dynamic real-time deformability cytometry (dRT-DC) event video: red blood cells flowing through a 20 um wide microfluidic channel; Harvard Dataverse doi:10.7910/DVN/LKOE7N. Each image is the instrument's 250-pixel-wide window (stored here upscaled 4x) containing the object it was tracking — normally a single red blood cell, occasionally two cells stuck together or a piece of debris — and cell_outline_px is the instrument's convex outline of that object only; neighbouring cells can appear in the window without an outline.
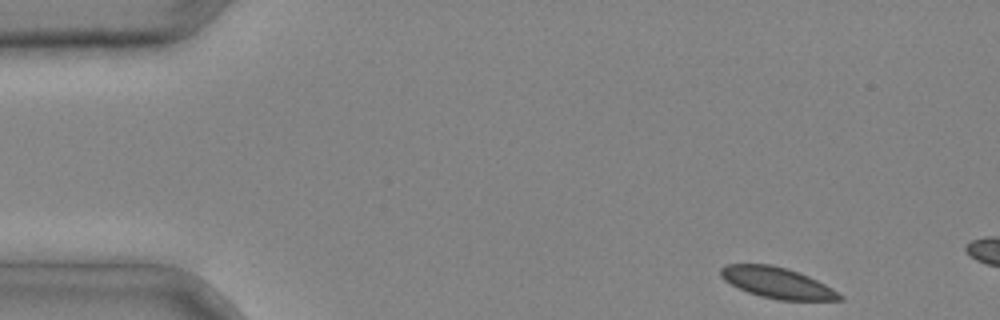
{"species": "common noctule bat (a hibernating species)", "species_latin": "Nyctalus noctula", "temperature_condition": "cold", "stored_images_in_passage": 3, "camera_frame_rate_fps": 3000, "um_per_image_px": 0.085, "animal": {"sex": "male", "body_mass_g": 20.4}, "frame": {"image": 1, "passage_image": 1, "time_ms": 0.0, "image_size_px": [1000, 320], "cell_outline_px": [[844, 300], [776, 300], [760, 296], [748, 292], [724, 280], [720, 276], [720, 268], [724, 264], [772, 264], [788, 268], [808, 276], [832, 288], [844, 296]], "centroid_in_image_um": [66.06, 24.03], "position_along_channel_um": 18.9, "area_um2": 21.44}}